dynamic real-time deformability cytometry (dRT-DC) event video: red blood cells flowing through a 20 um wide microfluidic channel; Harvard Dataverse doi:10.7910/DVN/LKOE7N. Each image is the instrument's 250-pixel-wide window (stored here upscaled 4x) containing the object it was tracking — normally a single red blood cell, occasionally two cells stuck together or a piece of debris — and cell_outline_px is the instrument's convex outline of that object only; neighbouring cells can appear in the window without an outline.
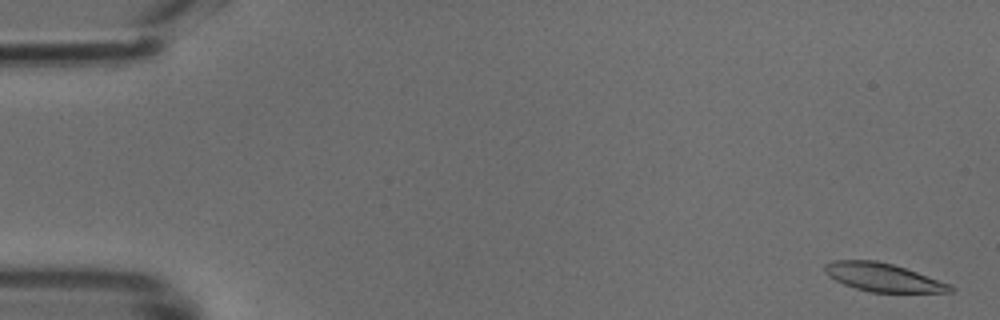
{"species": "common noctule bat (a hibernating species)", "species_latin": "Nyctalus noctula", "temperature_condition": "cold", "stored_images_in_passage": 51, "segment_of_instrument_passage": [1, 2], "camera_frame_rate_fps": 3000, "um_per_image_px": 0.085, "animal": {"sex": "male", "body_mass_g": 18.8}, "frame": {"image": 1, "passage_image": 2, "time_ms": 0.333, "image_size_px": [1000, 320], "cell_outline_px": [[956, 288], [952, 292], [872, 292], [856, 288], [844, 284], [828, 276], [824, 272], [824, 264], [832, 260], [876, 260], [892, 264], [916, 272], [948, 284]], "centroid_in_image_um": [75.0, 23.57], "position_along_channel_um": 10.0, "area_um2": 20.4}}
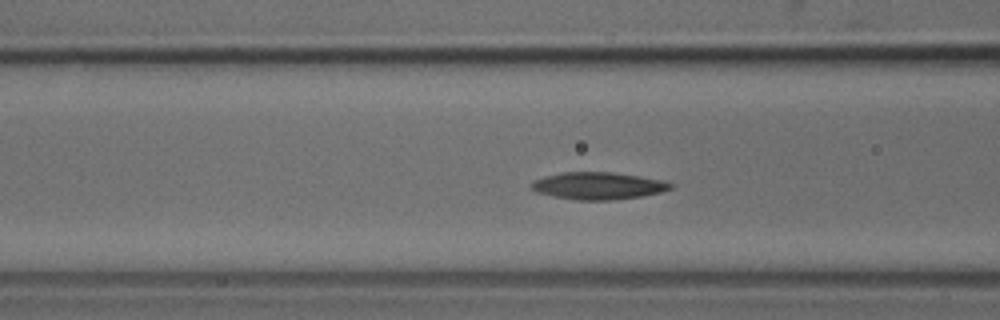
{"frame": {"image": 2, "passage_image": 20, "time_ms": 6.333, "image_size_px": [1000, 320], "cell_outline_px": [[676, 184], [672, 188], [660, 192], [640, 196], [612, 200], [572, 200], [552, 196], [536, 192], [528, 188], [528, 184], [544, 176], [560, 172], [612, 172], [664, 180]], "centroid_in_image_um": [50.8, 15.79], "position_along_channel_um": 115.8, "area_um2": 22.31}}
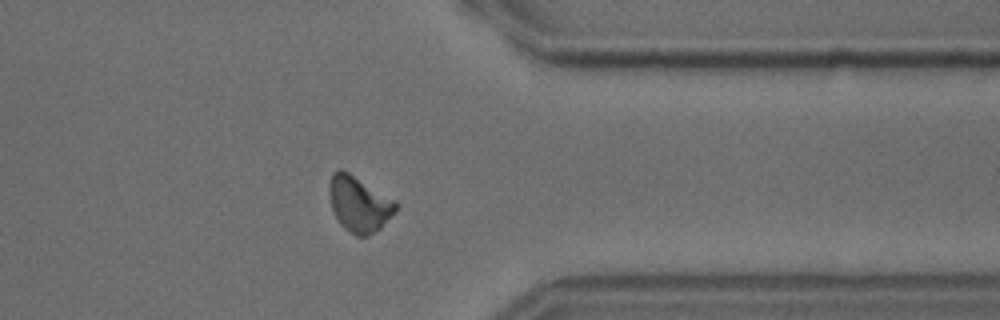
{"frame": {"image": 3, "passage_image": 40, "time_ms": 13.0, "image_size_px": [1000, 320], "cell_outline_px": [[396, 212], [380, 228], [368, 236], [356, 236], [344, 228], [340, 224], [332, 208], [328, 192], [328, 184], [332, 172], [340, 168], [348, 172], [396, 200]], "centroid_in_image_um": [30.5, 17.33], "position_along_channel_um": 380.9, "area_um2": 21.62}}